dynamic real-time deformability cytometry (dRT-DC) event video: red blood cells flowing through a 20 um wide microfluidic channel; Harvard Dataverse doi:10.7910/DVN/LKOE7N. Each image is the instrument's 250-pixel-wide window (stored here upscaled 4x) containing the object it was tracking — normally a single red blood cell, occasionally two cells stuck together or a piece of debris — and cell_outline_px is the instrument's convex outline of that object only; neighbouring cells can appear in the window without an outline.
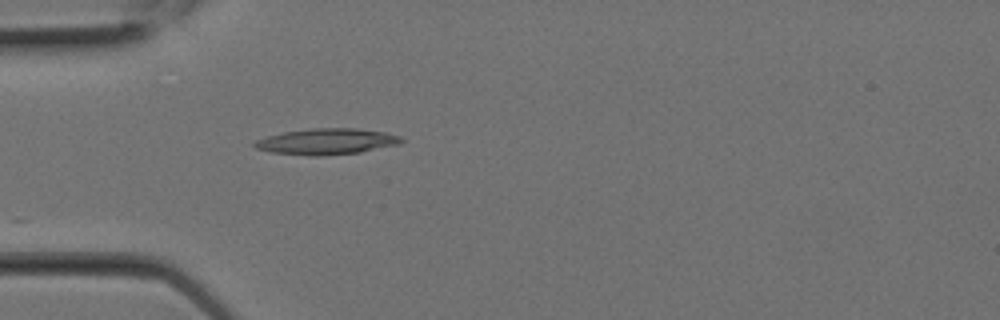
{"species": "Egyptian fruit bat (a non-hibernating species)", "species_latin": "Rousettus aegyptiacus", "temperature_condition": "room temperature", "stored_images_in_passage": 1, "camera_frame_rate_fps": 3000, "um_per_image_px": 0.085, "animal": {"sex": "female"}, "frame": {"image": 1, "passage_image": 1, "time_ms": 0.0, "image_size_px": [1000, 320], "cell_outline_px": [[404, 140], [400, 144], [360, 152], [320, 156], [312, 156], [272, 152], [256, 148], [252, 144], [256, 140], [268, 136], [284, 132], [312, 128], [356, 128], [384, 132], [400, 136]], "centroid_in_image_um": [27.79, 12.03], "position_along_channel_um": 57.2, "area_um2": 22.14}}